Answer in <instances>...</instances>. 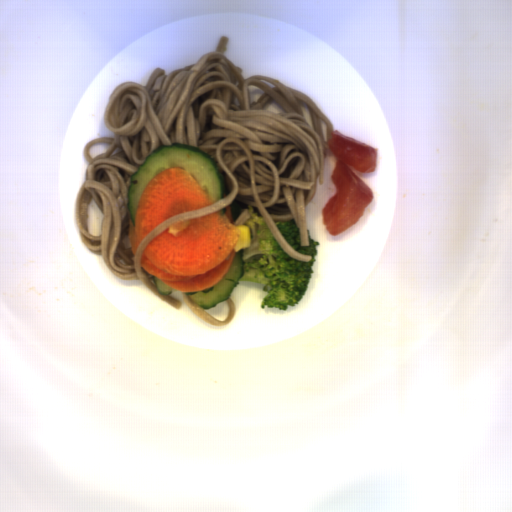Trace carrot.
Segmentation results:
<instances>
[{"instance_id":"carrot-1","label":"carrot","mask_w":512,"mask_h":512,"mask_svg":"<svg viewBox=\"0 0 512 512\" xmlns=\"http://www.w3.org/2000/svg\"><path fill=\"white\" fill-rule=\"evenodd\" d=\"M240 234L230 205L164 229L139 255L140 267L175 291L196 293L217 285L235 257Z\"/></svg>"},{"instance_id":"carrot-2","label":"carrot","mask_w":512,"mask_h":512,"mask_svg":"<svg viewBox=\"0 0 512 512\" xmlns=\"http://www.w3.org/2000/svg\"><path fill=\"white\" fill-rule=\"evenodd\" d=\"M212 205L199 181L183 168L164 170L145 186L135 220L128 217L129 246L134 258L141 241L166 220Z\"/></svg>"}]
</instances>
